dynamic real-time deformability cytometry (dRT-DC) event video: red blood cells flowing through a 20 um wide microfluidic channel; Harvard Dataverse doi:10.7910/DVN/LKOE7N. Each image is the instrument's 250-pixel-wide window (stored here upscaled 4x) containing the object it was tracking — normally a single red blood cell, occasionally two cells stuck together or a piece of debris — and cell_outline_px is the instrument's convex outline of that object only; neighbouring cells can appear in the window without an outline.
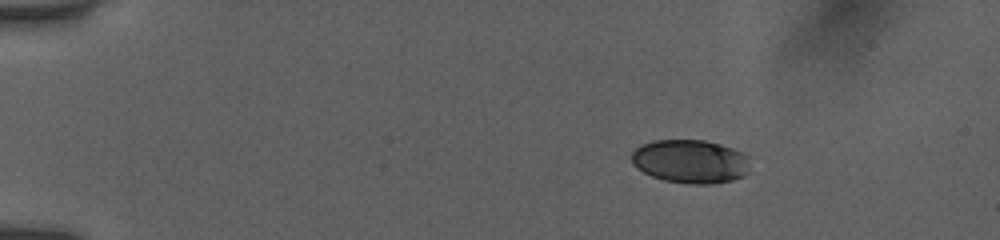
{"species": "human", "species_latin": "Homo sapiens", "temperature_condition": "room temperature", "stored_images_in_passage": 32, "camera_frame_rate_fps": 3000, "um_per_image_px": 0.085, "donor": {"sex": "female"}, "frame": {"image": 1, "passage_image": 1, "time_ms": 0.0, "image_size_px": [1000, 240], "cell_outline_px": [[748, 172], [744, 176], [732, 180], [708, 184], [688, 184], [664, 180], [652, 176], [636, 168], [632, 164], [632, 152], [636, 148], [652, 140], [704, 140], [720, 144], [744, 152]], "centroid_in_image_um": [58.65, 13.72], "position_along_channel_um": 26.3, "area_um2": 29.94}}
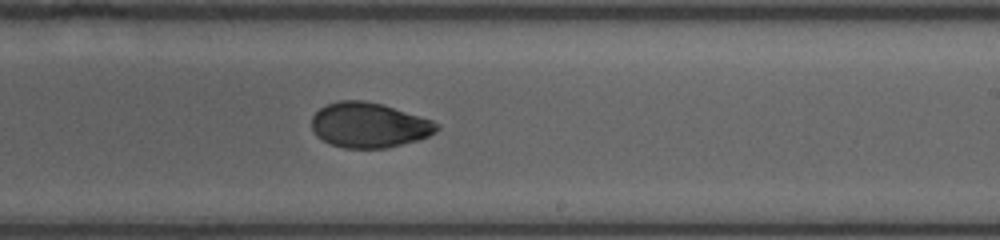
{"frame": {"image": 2, "passage_image": 18, "time_ms": 5.667, "image_size_px": [1000, 240], "cell_outline_px": [[440, 128], [436, 132], [420, 140], [388, 148], [344, 148], [332, 144], [316, 136], [312, 128], [312, 116], [320, 108], [328, 104], [340, 100], [364, 100], [384, 104], [432, 120], [440, 124]], "centroid_in_image_um": [31.4, 10.63], "position_along_channel_um": 257.6, "area_um2": 33.06}}
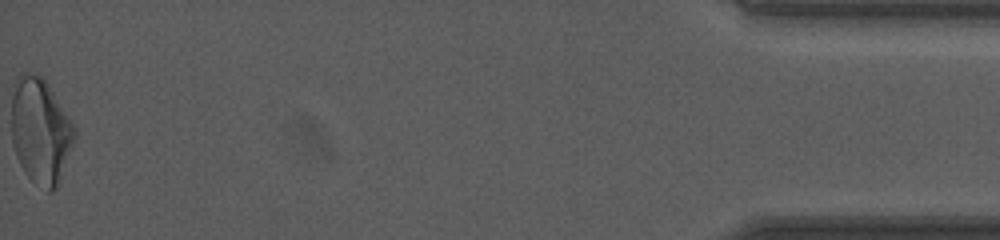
{"frame": {"image": 3, "passage_image": 32, "time_ms": 10.333, "image_size_px": [1000, 240], "cell_outline_px": [[76, 136], [60, 184], [52, 192], [48, 192], [32, 180], [24, 172], [16, 156], [12, 144], [12, 96], [16, 76], [20, 72], [36, 72], [48, 84], [76, 128]], "centroid_in_image_um": [3.45, 11.13], "position_along_channel_um": 431.8, "area_um2": 39.25}, "authors_computed_cell_mechanics": {"area_um2": 33.1772, "velocity_mm_per_s": 3.9156, "shape_relaxation_time_tau1_ms": 3.0504, "shape_relaxation_time_tau2_ms": 1.5789, "deformation_change_tau1": 0.1149, "deformation_change_tau2": 0.053}}